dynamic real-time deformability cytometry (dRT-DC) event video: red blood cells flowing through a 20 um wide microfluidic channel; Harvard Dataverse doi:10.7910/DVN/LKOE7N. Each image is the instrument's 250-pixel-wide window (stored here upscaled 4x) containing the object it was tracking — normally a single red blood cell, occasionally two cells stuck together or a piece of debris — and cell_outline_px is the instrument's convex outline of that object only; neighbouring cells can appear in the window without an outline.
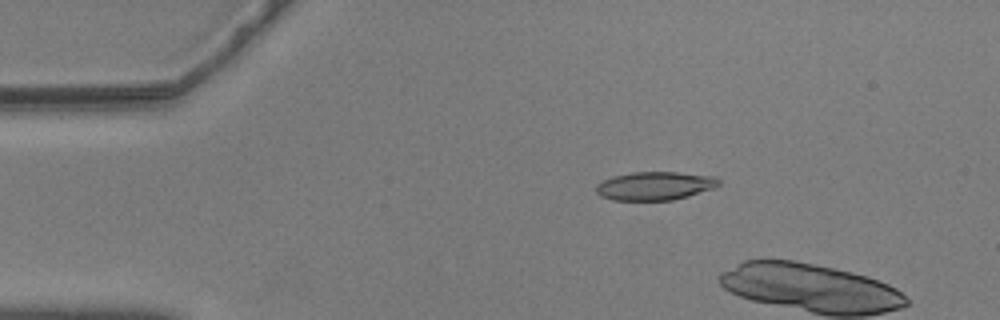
{"species": "common noctule bat (a hibernating species)", "species_latin": "Nyctalus noctula", "temperature_condition": "warm", "stored_images_in_passage": 13, "camera_frame_rate_fps": 3000, "um_per_image_px": 0.085, "animal": {"sex": "male", "body_mass_g": 20.5, "forearm_length_mm": 52.5}, "frame": {"image": 1, "passage_image": 10, "time_ms": 3.0, "image_size_px": [1000, 320], "cell_outline_px": [[720, 184], [716, 188], [688, 196], [672, 200], [612, 200], [600, 196], [596, 192], [596, 184], [612, 176], [632, 172], [676, 172], [716, 176], [720, 180]], "centroid_in_image_um": [55.69, 15.79], "position_along_channel_um": 29.3, "area_um2": 20.52}}